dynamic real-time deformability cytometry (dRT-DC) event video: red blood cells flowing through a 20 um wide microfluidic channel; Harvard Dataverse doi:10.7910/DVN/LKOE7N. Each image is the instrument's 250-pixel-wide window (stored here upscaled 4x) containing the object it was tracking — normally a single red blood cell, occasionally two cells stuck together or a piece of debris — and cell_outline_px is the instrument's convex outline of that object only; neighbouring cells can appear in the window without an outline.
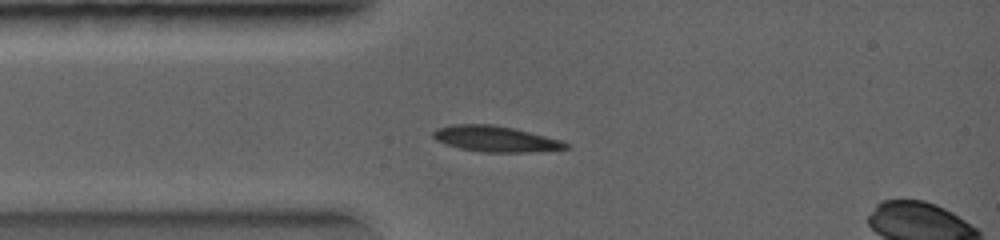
{"species": "common noctule bat (a hibernating species)", "species_latin": "Nyctalus noctula", "temperature_condition": "warm", "stored_images_in_passage": 9, "camera_frame_rate_fps": 5000, "um_per_image_px": 0.085, "animal": {"sex": "female", "body_mass_g": 19.0, "forearm_length_mm": 56.7}, "frame": {"image": 1, "passage_image": 1, "time_ms": 0.0, "image_size_px": [1000, 240], "cell_outline_px": [[568, 148], [528, 152], [484, 152], [460, 148], [436, 140], [432, 136], [432, 132], [436, 128], [452, 124], [496, 124], [516, 128], [560, 140], [568, 144]], "centroid_in_image_um": [42.08, 11.78], "position_along_channel_um": 42.9, "area_um2": 19.88}}